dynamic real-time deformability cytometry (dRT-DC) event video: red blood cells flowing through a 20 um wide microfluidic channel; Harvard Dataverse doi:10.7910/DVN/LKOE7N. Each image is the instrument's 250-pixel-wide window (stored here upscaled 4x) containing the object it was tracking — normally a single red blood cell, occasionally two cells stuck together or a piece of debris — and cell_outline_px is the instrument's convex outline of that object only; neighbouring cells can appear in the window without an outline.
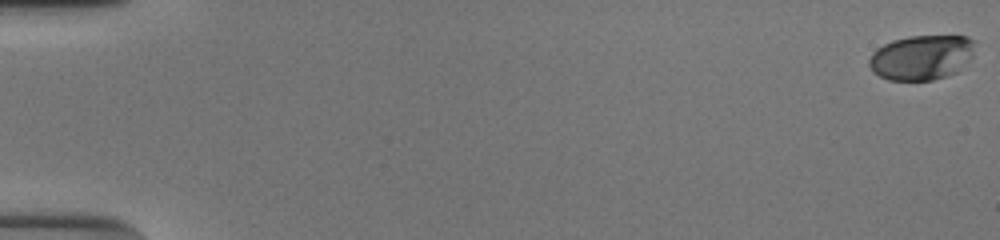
{"species": "human", "species_latin": "Homo sapiens", "temperature_condition": "cold", "stored_images_in_passage": 55, "camera_frame_rate_fps": 3000, "um_per_image_px": 0.085, "donor": {"sex": "male"}, "frame": {"image": 1, "passage_image": 1, "time_ms": 0.0, "image_size_px": [1000, 240], "cell_outline_px": [[976, 40], [972, 56], [956, 72], [948, 76], [932, 80], [888, 80], [872, 72], [868, 64], [868, 60], [872, 52], [876, 48], [892, 40], [908, 36], [968, 36]], "centroid_in_image_um": [78.31, 4.87], "position_along_channel_um": 6.7, "area_um2": 27.92}}
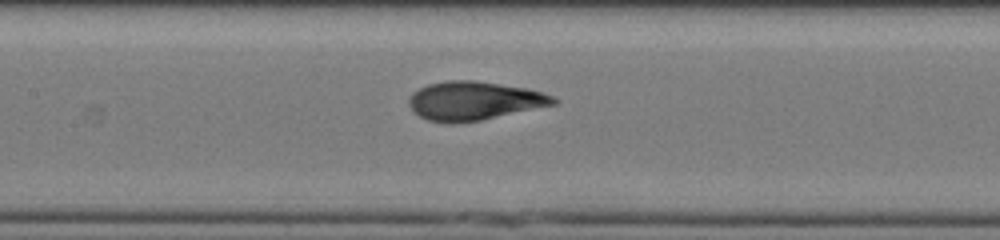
{"frame": {"image": 2, "passage_image": 28, "time_ms": 9.0, "image_size_px": [1000, 240], "cell_outline_px": [[560, 100], [556, 104], [480, 120], [452, 124], [428, 120], [420, 116], [408, 104], [408, 100], [412, 92], [428, 84], [448, 80], [476, 80], [528, 88], [552, 96]], "centroid_in_image_um": [40.29, 8.56], "position_along_channel_um": 167.1, "area_um2": 32.48}}
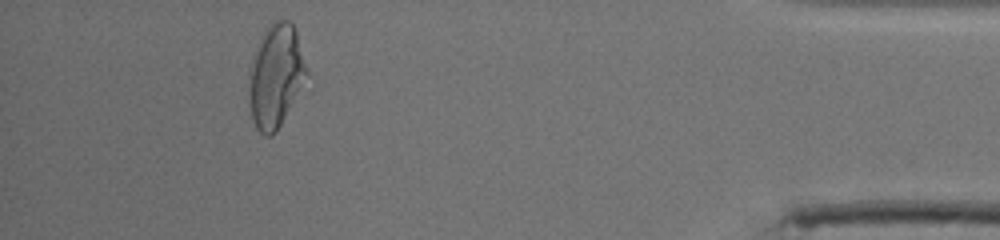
{"frame": {"image": 3, "passage_image": 51, "time_ms": 16.667, "image_size_px": [1000, 240], "cell_outline_px": [[308, 72], [276, 132], [272, 136], [264, 136], [256, 128], [252, 120], [248, 92], [248, 68], [256, 48], [268, 24], [276, 20], [288, 20], [292, 24], [296, 32]], "centroid_in_image_um": [23.38, 6.45], "position_along_channel_um": 411.8, "area_um2": 34.16}, "authors_computed_cell_mechanics": {"area_um2": 31.7322, "velocity_mm_per_s": 3.847, "shape_relaxation_time_tau1_ms": 4.3232, "shape_relaxation_time_tau2_ms": 0.6932, "deformation_change_tau1": 0.196, "deformation_change_tau2": 0.0562}}